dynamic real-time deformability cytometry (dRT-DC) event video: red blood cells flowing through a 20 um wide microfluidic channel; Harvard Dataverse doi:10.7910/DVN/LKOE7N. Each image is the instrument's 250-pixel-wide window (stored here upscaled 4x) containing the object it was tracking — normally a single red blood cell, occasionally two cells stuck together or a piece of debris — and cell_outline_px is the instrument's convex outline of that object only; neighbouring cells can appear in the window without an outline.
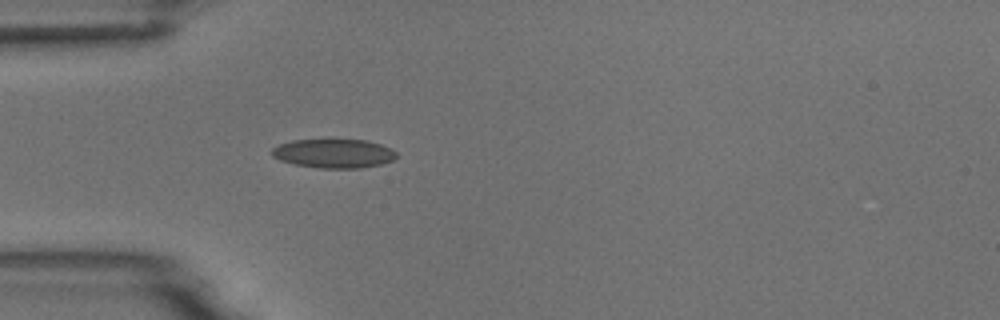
{"species": "common noctule bat (a hibernating species)", "species_latin": "Nyctalus noctula", "temperature_condition": "room temperature", "stored_images_in_passage": 39, "camera_frame_rate_fps": 3000, "um_per_image_px": 0.085, "animal": {"sex": "male", "body_mass_g": 18.8}, "frame": {"image": 1, "passage_image": 1, "time_ms": 0.0, "image_size_px": [1000, 320], "cell_outline_px": [[396, 156], [392, 160], [380, 164], [360, 168], [320, 168], [296, 164], [280, 160], [272, 156], [272, 148], [280, 144], [292, 140], [328, 136], [368, 140], [392, 148], [396, 152]], "centroid_in_image_um": [28.36, 12.98], "position_along_channel_um": 56.6, "area_um2": 21.96}}
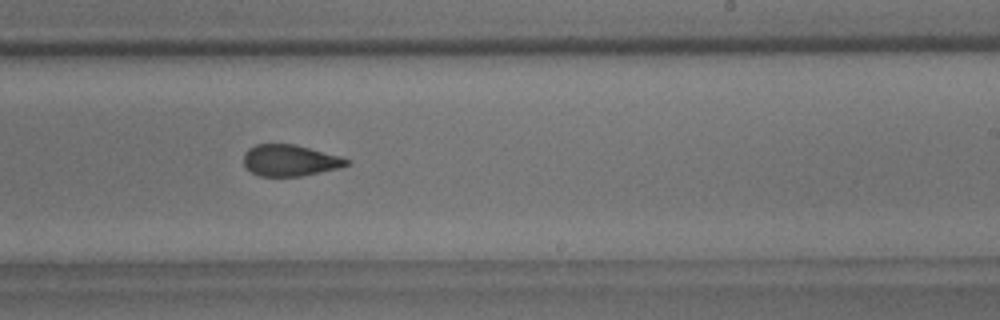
{"frame": {"image": 2, "passage_image": 18, "time_ms": 5.667, "image_size_px": [1000, 320], "cell_outline_px": [[352, 164], [340, 168], [300, 176], [260, 176], [252, 172], [244, 164], [244, 152], [248, 148], [256, 144], [292, 144], [340, 156], [352, 160]], "centroid_in_image_um": [24.67, 13.64], "position_along_channel_um": 264.3, "area_um2": 18.79}}
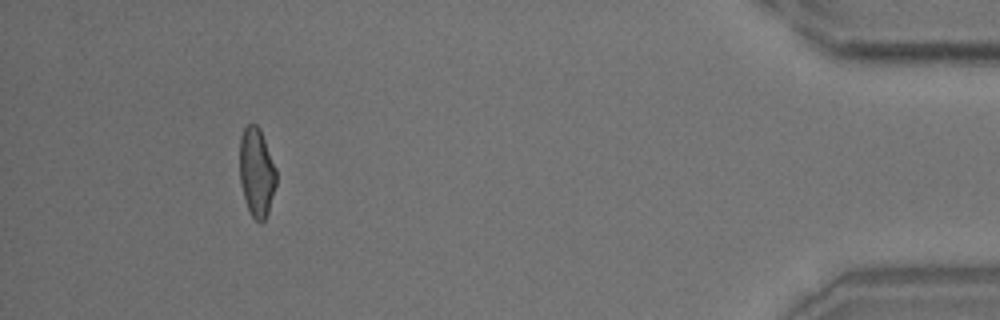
{"frame": {"image": 3, "passage_image": 35, "time_ms": 11.333, "image_size_px": [1000, 320], "cell_outline_px": [[276, 184], [268, 212], [264, 220], [260, 224], [252, 216], [248, 208], [240, 184], [240, 136], [244, 128], [248, 124], [256, 124], [260, 128], [276, 168]], "centroid_in_image_um": [21.81, 14.63], "position_along_channel_um": 413.4, "area_um2": 18.9}, "authors_computed_cell_mechanics": {"area_um2": 19.7676, "velocity_mm_per_s": 3.7336, "shape_relaxation_time_tau1_ms": 7.7695, "shape_relaxation_time_tau2_ms": 1.7586, "deformation_change_tau1": 0.1737, "deformation_change_tau2": 0.0788}}